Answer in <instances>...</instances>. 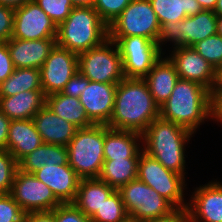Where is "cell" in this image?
<instances>
[{
    "label": "cell",
    "instance_id": "6da1fadb",
    "mask_svg": "<svg viewBox=\"0 0 222 222\" xmlns=\"http://www.w3.org/2000/svg\"><path fill=\"white\" fill-rule=\"evenodd\" d=\"M159 110L143 78H124L117 84L114 110L107 126L142 134L159 118Z\"/></svg>",
    "mask_w": 222,
    "mask_h": 222
},
{
    "label": "cell",
    "instance_id": "7a4b0ae2",
    "mask_svg": "<svg viewBox=\"0 0 222 222\" xmlns=\"http://www.w3.org/2000/svg\"><path fill=\"white\" fill-rule=\"evenodd\" d=\"M195 135L186 128L161 119H155L142 133V148L165 168L186 176V147ZM186 156V157H185Z\"/></svg>",
    "mask_w": 222,
    "mask_h": 222
},
{
    "label": "cell",
    "instance_id": "3957f363",
    "mask_svg": "<svg viewBox=\"0 0 222 222\" xmlns=\"http://www.w3.org/2000/svg\"><path fill=\"white\" fill-rule=\"evenodd\" d=\"M159 117L195 135L200 125L210 121V91L198 83L179 78L171 95L160 107Z\"/></svg>",
    "mask_w": 222,
    "mask_h": 222
},
{
    "label": "cell",
    "instance_id": "277c9868",
    "mask_svg": "<svg viewBox=\"0 0 222 222\" xmlns=\"http://www.w3.org/2000/svg\"><path fill=\"white\" fill-rule=\"evenodd\" d=\"M108 39V25L93 7H74L57 27L56 43L80 54Z\"/></svg>",
    "mask_w": 222,
    "mask_h": 222
},
{
    "label": "cell",
    "instance_id": "5b68a950",
    "mask_svg": "<svg viewBox=\"0 0 222 222\" xmlns=\"http://www.w3.org/2000/svg\"><path fill=\"white\" fill-rule=\"evenodd\" d=\"M66 148L68 163L81 179L98 178L104 163V125L77 129Z\"/></svg>",
    "mask_w": 222,
    "mask_h": 222
},
{
    "label": "cell",
    "instance_id": "8992f818",
    "mask_svg": "<svg viewBox=\"0 0 222 222\" xmlns=\"http://www.w3.org/2000/svg\"><path fill=\"white\" fill-rule=\"evenodd\" d=\"M217 34V15L211 10H202L178 22H169L160 27L158 45L163 54L170 49L188 46ZM170 44L171 47H169ZM166 44V45H165ZM168 45V48H164ZM163 46V47H162ZM165 49V50H164Z\"/></svg>",
    "mask_w": 222,
    "mask_h": 222
},
{
    "label": "cell",
    "instance_id": "52a82bcc",
    "mask_svg": "<svg viewBox=\"0 0 222 222\" xmlns=\"http://www.w3.org/2000/svg\"><path fill=\"white\" fill-rule=\"evenodd\" d=\"M137 179L153 188L175 208L188 207L186 177L165 168L144 151L138 160Z\"/></svg>",
    "mask_w": 222,
    "mask_h": 222
},
{
    "label": "cell",
    "instance_id": "ba28073f",
    "mask_svg": "<svg viewBox=\"0 0 222 222\" xmlns=\"http://www.w3.org/2000/svg\"><path fill=\"white\" fill-rule=\"evenodd\" d=\"M78 71L90 81L99 83L118 84L125 78L119 49L109 38L78 54Z\"/></svg>",
    "mask_w": 222,
    "mask_h": 222
},
{
    "label": "cell",
    "instance_id": "9c48e42d",
    "mask_svg": "<svg viewBox=\"0 0 222 222\" xmlns=\"http://www.w3.org/2000/svg\"><path fill=\"white\" fill-rule=\"evenodd\" d=\"M117 44L125 78H144L162 57L158 43L141 36H108Z\"/></svg>",
    "mask_w": 222,
    "mask_h": 222
},
{
    "label": "cell",
    "instance_id": "30bf717a",
    "mask_svg": "<svg viewBox=\"0 0 222 222\" xmlns=\"http://www.w3.org/2000/svg\"><path fill=\"white\" fill-rule=\"evenodd\" d=\"M160 27L149 0H132L108 26V36H141L158 43Z\"/></svg>",
    "mask_w": 222,
    "mask_h": 222
},
{
    "label": "cell",
    "instance_id": "8fae6325",
    "mask_svg": "<svg viewBox=\"0 0 222 222\" xmlns=\"http://www.w3.org/2000/svg\"><path fill=\"white\" fill-rule=\"evenodd\" d=\"M129 217L145 222L170 213L175 207L139 179L119 189Z\"/></svg>",
    "mask_w": 222,
    "mask_h": 222
},
{
    "label": "cell",
    "instance_id": "7c38bea8",
    "mask_svg": "<svg viewBox=\"0 0 222 222\" xmlns=\"http://www.w3.org/2000/svg\"><path fill=\"white\" fill-rule=\"evenodd\" d=\"M10 195L24 213L52 211L61 204L46 184L33 174L24 173L19 169L16 172Z\"/></svg>",
    "mask_w": 222,
    "mask_h": 222
},
{
    "label": "cell",
    "instance_id": "4fadbf2b",
    "mask_svg": "<svg viewBox=\"0 0 222 222\" xmlns=\"http://www.w3.org/2000/svg\"><path fill=\"white\" fill-rule=\"evenodd\" d=\"M77 72L78 54L56 44L40 68L45 96L61 92Z\"/></svg>",
    "mask_w": 222,
    "mask_h": 222
},
{
    "label": "cell",
    "instance_id": "5bb4252c",
    "mask_svg": "<svg viewBox=\"0 0 222 222\" xmlns=\"http://www.w3.org/2000/svg\"><path fill=\"white\" fill-rule=\"evenodd\" d=\"M57 26L34 0L14 10V25L11 38L38 40L56 38Z\"/></svg>",
    "mask_w": 222,
    "mask_h": 222
},
{
    "label": "cell",
    "instance_id": "9a60e30c",
    "mask_svg": "<svg viewBox=\"0 0 222 222\" xmlns=\"http://www.w3.org/2000/svg\"><path fill=\"white\" fill-rule=\"evenodd\" d=\"M166 53L179 78L198 83L209 91L216 84L217 71L194 48L181 46Z\"/></svg>",
    "mask_w": 222,
    "mask_h": 222
},
{
    "label": "cell",
    "instance_id": "2e32d148",
    "mask_svg": "<svg viewBox=\"0 0 222 222\" xmlns=\"http://www.w3.org/2000/svg\"><path fill=\"white\" fill-rule=\"evenodd\" d=\"M194 189L188 194L191 222H222V181L214 179Z\"/></svg>",
    "mask_w": 222,
    "mask_h": 222
},
{
    "label": "cell",
    "instance_id": "e0dca14e",
    "mask_svg": "<svg viewBox=\"0 0 222 222\" xmlns=\"http://www.w3.org/2000/svg\"><path fill=\"white\" fill-rule=\"evenodd\" d=\"M117 84L89 81L80 96V103L93 124L107 125L112 117Z\"/></svg>",
    "mask_w": 222,
    "mask_h": 222
},
{
    "label": "cell",
    "instance_id": "ac0fdd59",
    "mask_svg": "<svg viewBox=\"0 0 222 222\" xmlns=\"http://www.w3.org/2000/svg\"><path fill=\"white\" fill-rule=\"evenodd\" d=\"M33 175L46 184L61 203H73L77 196V190L81 178L68 164H46Z\"/></svg>",
    "mask_w": 222,
    "mask_h": 222
},
{
    "label": "cell",
    "instance_id": "d6986e66",
    "mask_svg": "<svg viewBox=\"0 0 222 222\" xmlns=\"http://www.w3.org/2000/svg\"><path fill=\"white\" fill-rule=\"evenodd\" d=\"M56 44V38L38 40L10 38L7 41V47L15 68L40 69Z\"/></svg>",
    "mask_w": 222,
    "mask_h": 222
},
{
    "label": "cell",
    "instance_id": "ffe728a7",
    "mask_svg": "<svg viewBox=\"0 0 222 222\" xmlns=\"http://www.w3.org/2000/svg\"><path fill=\"white\" fill-rule=\"evenodd\" d=\"M104 160L139 158L142 134L131 130L111 129L104 125Z\"/></svg>",
    "mask_w": 222,
    "mask_h": 222
},
{
    "label": "cell",
    "instance_id": "44dd1931",
    "mask_svg": "<svg viewBox=\"0 0 222 222\" xmlns=\"http://www.w3.org/2000/svg\"><path fill=\"white\" fill-rule=\"evenodd\" d=\"M43 143L67 146L77 127L54 114L46 105L32 118Z\"/></svg>",
    "mask_w": 222,
    "mask_h": 222
},
{
    "label": "cell",
    "instance_id": "7402d4cb",
    "mask_svg": "<svg viewBox=\"0 0 222 222\" xmlns=\"http://www.w3.org/2000/svg\"><path fill=\"white\" fill-rule=\"evenodd\" d=\"M43 143L32 119L11 120L6 150L19 163Z\"/></svg>",
    "mask_w": 222,
    "mask_h": 222
},
{
    "label": "cell",
    "instance_id": "603a6c76",
    "mask_svg": "<svg viewBox=\"0 0 222 222\" xmlns=\"http://www.w3.org/2000/svg\"><path fill=\"white\" fill-rule=\"evenodd\" d=\"M143 79L148 85L154 102L161 107L171 95L179 76L174 64L163 54Z\"/></svg>",
    "mask_w": 222,
    "mask_h": 222
},
{
    "label": "cell",
    "instance_id": "cb8c5ba5",
    "mask_svg": "<svg viewBox=\"0 0 222 222\" xmlns=\"http://www.w3.org/2000/svg\"><path fill=\"white\" fill-rule=\"evenodd\" d=\"M45 105L43 91H25L0 97V111L10 120L32 119Z\"/></svg>",
    "mask_w": 222,
    "mask_h": 222
},
{
    "label": "cell",
    "instance_id": "d4e9b609",
    "mask_svg": "<svg viewBox=\"0 0 222 222\" xmlns=\"http://www.w3.org/2000/svg\"><path fill=\"white\" fill-rule=\"evenodd\" d=\"M114 190L113 187L99 178L81 179L73 203L87 217L91 218Z\"/></svg>",
    "mask_w": 222,
    "mask_h": 222
},
{
    "label": "cell",
    "instance_id": "484cf974",
    "mask_svg": "<svg viewBox=\"0 0 222 222\" xmlns=\"http://www.w3.org/2000/svg\"><path fill=\"white\" fill-rule=\"evenodd\" d=\"M46 106L54 114L72 123L78 129L93 125L87 117L79 98L66 96L61 92L54 93L46 96Z\"/></svg>",
    "mask_w": 222,
    "mask_h": 222
},
{
    "label": "cell",
    "instance_id": "4316f807",
    "mask_svg": "<svg viewBox=\"0 0 222 222\" xmlns=\"http://www.w3.org/2000/svg\"><path fill=\"white\" fill-rule=\"evenodd\" d=\"M46 164H68L67 148L63 145L42 143L18 163V168L24 173L33 174Z\"/></svg>",
    "mask_w": 222,
    "mask_h": 222
},
{
    "label": "cell",
    "instance_id": "83f0119b",
    "mask_svg": "<svg viewBox=\"0 0 222 222\" xmlns=\"http://www.w3.org/2000/svg\"><path fill=\"white\" fill-rule=\"evenodd\" d=\"M139 158H123L104 160L102 171L98 177L115 190L137 179Z\"/></svg>",
    "mask_w": 222,
    "mask_h": 222
},
{
    "label": "cell",
    "instance_id": "f1b7e54d",
    "mask_svg": "<svg viewBox=\"0 0 222 222\" xmlns=\"http://www.w3.org/2000/svg\"><path fill=\"white\" fill-rule=\"evenodd\" d=\"M160 25L178 22L194 16L203 9L197 0H149Z\"/></svg>",
    "mask_w": 222,
    "mask_h": 222
},
{
    "label": "cell",
    "instance_id": "f546056e",
    "mask_svg": "<svg viewBox=\"0 0 222 222\" xmlns=\"http://www.w3.org/2000/svg\"><path fill=\"white\" fill-rule=\"evenodd\" d=\"M25 91H42L40 69L15 68L0 84V97L14 96Z\"/></svg>",
    "mask_w": 222,
    "mask_h": 222
},
{
    "label": "cell",
    "instance_id": "4dcf8cb0",
    "mask_svg": "<svg viewBox=\"0 0 222 222\" xmlns=\"http://www.w3.org/2000/svg\"><path fill=\"white\" fill-rule=\"evenodd\" d=\"M119 190H114L90 218L91 222H122L128 217Z\"/></svg>",
    "mask_w": 222,
    "mask_h": 222
},
{
    "label": "cell",
    "instance_id": "1f68e13d",
    "mask_svg": "<svg viewBox=\"0 0 222 222\" xmlns=\"http://www.w3.org/2000/svg\"><path fill=\"white\" fill-rule=\"evenodd\" d=\"M216 71L222 68V36L215 34L192 46Z\"/></svg>",
    "mask_w": 222,
    "mask_h": 222
},
{
    "label": "cell",
    "instance_id": "d6a6232c",
    "mask_svg": "<svg viewBox=\"0 0 222 222\" xmlns=\"http://www.w3.org/2000/svg\"><path fill=\"white\" fill-rule=\"evenodd\" d=\"M18 163L6 149H0V195L10 194Z\"/></svg>",
    "mask_w": 222,
    "mask_h": 222
},
{
    "label": "cell",
    "instance_id": "836d02e7",
    "mask_svg": "<svg viewBox=\"0 0 222 222\" xmlns=\"http://www.w3.org/2000/svg\"><path fill=\"white\" fill-rule=\"evenodd\" d=\"M58 27L74 8L70 0H34Z\"/></svg>",
    "mask_w": 222,
    "mask_h": 222
},
{
    "label": "cell",
    "instance_id": "e575fe53",
    "mask_svg": "<svg viewBox=\"0 0 222 222\" xmlns=\"http://www.w3.org/2000/svg\"><path fill=\"white\" fill-rule=\"evenodd\" d=\"M132 0H95L93 8L100 18L109 26Z\"/></svg>",
    "mask_w": 222,
    "mask_h": 222
},
{
    "label": "cell",
    "instance_id": "d590c367",
    "mask_svg": "<svg viewBox=\"0 0 222 222\" xmlns=\"http://www.w3.org/2000/svg\"><path fill=\"white\" fill-rule=\"evenodd\" d=\"M24 212L10 194L0 195V222H22Z\"/></svg>",
    "mask_w": 222,
    "mask_h": 222
},
{
    "label": "cell",
    "instance_id": "8d00e7d4",
    "mask_svg": "<svg viewBox=\"0 0 222 222\" xmlns=\"http://www.w3.org/2000/svg\"><path fill=\"white\" fill-rule=\"evenodd\" d=\"M55 222H91L74 203H61L55 208Z\"/></svg>",
    "mask_w": 222,
    "mask_h": 222
},
{
    "label": "cell",
    "instance_id": "74e56055",
    "mask_svg": "<svg viewBox=\"0 0 222 222\" xmlns=\"http://www.w3.org/2000/svg\"><path fill=\"white\" fill-rule=\"evenodd\" d=\"M14 9L0 5V42H7L13 34Z\"/></svg>",
    "mask_w": 222,
    "mask_h": 222
},
{
    "label": "cell",
    "instance_id": "f35d334b",
    "mask_svg": "<svg viewBox=\"0 0 222 222\" xmlns=\"http://www.w3.org/2000/svg\"><path fill=\"white\" fill-rule=\"evenodd\" d=\"M89 79L82 75L79 71L65 84L61 91L66 96L80 98L84 87L89 84Z\"/></svg>",
    "mask_w": 222,
    "mask_h": 222
},
{
    "label": "cell",
    "instance_id": "ab89813d",
    "mask_svg": "<svg viewBox=\"0 0 222 222\" xmlns=\"http://www.w3.org/2000/svg\"><path fill=\"white\" fill-rule=\"evenodd\" d=\"M15 70L7 47V42H0V84Z\"/></svg>",
    "mask_w": 222,
    "mask_h": 222
},
{
    "label": "cell",
    "instance_id": "60d3db41",
    "mask_svg": "<svg viewBox=\"0 0 222 222\" xmlns=\"http://www.w3.org/2000/svg\"><path fill=\"white\" fill-rule=\"evenodd\" d=\"M222 126V89L210 90V119Z\"/></svg>",
    "mask_w": 222,
    "mask_h": 222
},
{
    "label": "cell",
    "instance_id": "b9f144b4",
    "mask_svg": "<svg viewBox=\"0 0 222 222\" xmlns=\"http://www.w3.org/2000/svg\"><path fill=\"white\" fill-rule=\"evenodd\" d=\"M145 222H191L188 207L174 208L170 213Z\"/></svg>",
    "mask_w": 222,
    "mask_h": 222
},
{
    "label": "cell",
    "instance_id": "7bdbcfd3",
    "mask_svg": "<svg viewBox=\"0 0 222 222\" xmlns=\"http://www.w3.org/2000/svg\"><path fill=\"white\" fill-rule=\"evenodd\" d=\"M22 222H55V209L45 212L24 213Z\"/></svg>",
    "mask_w": 222,
    "mask_h": 222
},
{
    "label": "cell",
    "instance_id": "ee69618b",
    "mask_svg": "<svg viewBox=\"0 0 222 222\" xmlns=\"http://www.w3.org/2000/svg\"><path fill=\"white\" fill-rule=\"evenodd\" d=\"M11 120L0 111V149H6Z\"/></svg>",
    "mask_w": 222,
    "mask_h": 222
},
{
    "label": "cell",
    "instance_id": "f6af8a7d",
    "mask_svg": "<svg viewBox=\"0 0 222 222\" xmlns=\"http://www.w3.org/2000/svg\"><path fill=\"white\" fill-rule=\"evenodd\" d=\"M28 1H31V0H0V5L10 7L15 10L18 7L23 6Z\"/></svg>",
    "mask_w": 222,
    "mask_h": 222
},
{
    "label": "cell",
    "instance_id": "bcb514c9",
    "mask_svg": "<svg viewBox=\"0 0 222 222\" xmlns=\"http://www.w3.org/2000/svg\"><path fill=\"white\" fill-rule=\"evenodd\" d=\"M199 2V5L203 10H211L214 11L217 0H197Z\"/></svg>",
    "mask_w": 222,
    "mask_h": 222
},
{
    "label": "cell",
    "instance_id": "7dc6e473",
    "mask_svg": "<svg viewBox=\"0 0 222 222\" xmlns=\"http://www.w3.org/2000/svg\"><path fill=\"white\" fill-rule=\"evenodd\" d=\"M74 7H93L95 0H70Z\"/></svg>",
    "mask_w": 222,
    "mask_h": 222
},
{
    "label": "cell",
    "instance_id": "c3c4849f",
    "mask_svg": "<svg viewBox=\"0 0 222 222\" xmlns=\"http://www.w3.org/2000/svg\"><path fill=\"white\" fill-rule=\"evenodd\" d=\"M212 89H222V68L217 71L216 84Z\"/></svg>",
    "mask_w": 222,
    "mask_h": 222
},
{
    "label": "cell",
    "instance_id": "681fc988",
    "mask_svg": "<svg viewBox=\"0 0 222 222\" xmlns=\"http://www.w3.org/2000/svg\"><path fill=\"white\" fill-rule=\"evenodd\" d=\"M217 34L222 36V15H217Z\"/></svg>",
    "mask_w": 222,
    "mask_h": 222
},
{
    "label": "cell",
    "instance_id": "f907efd6",
    "mask_svg": "<svg viewBox=\"0 0 222 222\" xmlns=\"http://www.w3.org/2000/svg\"><path fill=\"white\" fill-rule=\"evenodd\" d=\"M213 12L216 15H222V0H217V4Z\"/></svg>",
    "mask_w": 222,
    "mask_h": 222
},
{
    "label": "cell",
    "instance_id": "816d5d0a",
    "mask_svg": "<svg viewBox=\"0 0 222 222\" xmlns=\"http://www.w3.org/2000/svg\"><path fill=\"white\" fill-rule=\"evenodd\" d=\"M122 222H141V221H138V220H136L135 218H132V217H127L124 221H122Z\"/></svg>",
    "mask_w": 222,
    "mask_h": 222
}]
</instances>
